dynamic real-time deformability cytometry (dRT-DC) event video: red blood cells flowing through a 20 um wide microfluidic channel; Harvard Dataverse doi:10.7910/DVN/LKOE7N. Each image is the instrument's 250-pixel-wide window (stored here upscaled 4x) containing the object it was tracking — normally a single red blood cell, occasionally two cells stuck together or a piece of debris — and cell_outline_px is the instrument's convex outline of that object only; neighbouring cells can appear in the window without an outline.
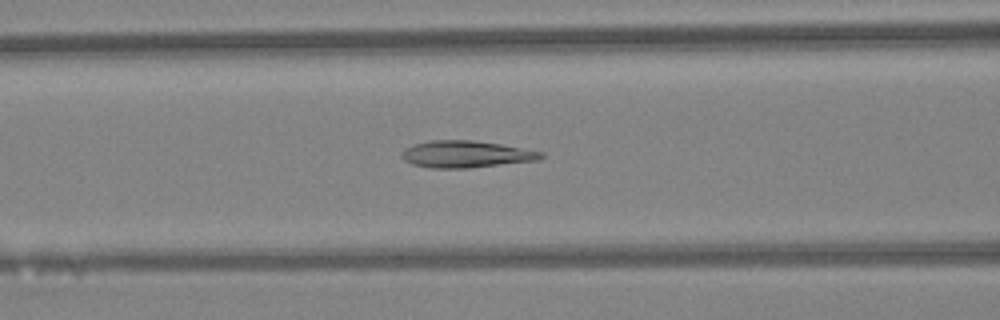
{"species": "Egyptian fruit bat (a non-hibernating species)", "species_latin": "Rousettus aegyptiacus", "temperature_condition": "warm", "stored_images_in_passage": 46, "camera_frame_rate_fps": 3000, "um_per_image_px": 0.085, "animal": {"sex": "female"}, "frame": {"image": 1, "passage_image": 19, "time_ms": 6.0, "image_size_px": [1000, 320], "cell_outline_px": [[544, 156], [540, 160], [468, 168], [428, 168], [412, 164], [404, 160], [400, 156], [400, 152], [404, 148], [412, 144], [432, 140], [472, 140], [500, 144], [544, 152]], "centroid_in_image_um": [39.57, 13.11], "position_along_channel_um": 127.0, "area_um2": 22.02}}
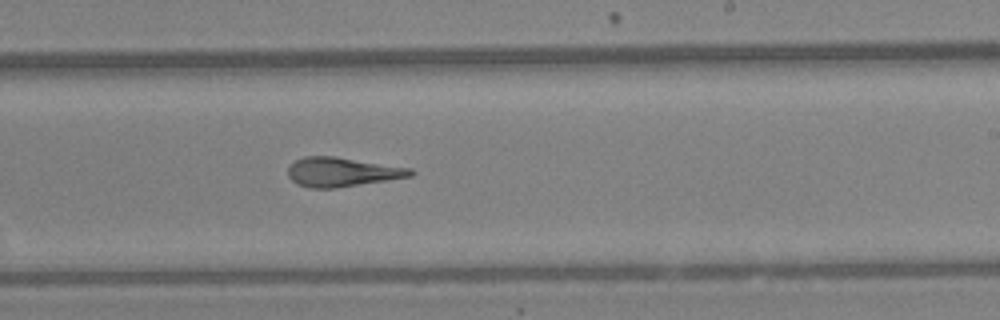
{"frame": {"image": 2, "passage_image": 28, "time_ms": 9.0, "image_size_px": [1000, 320], "cell_outline_px": [[416, 172], [412, 176], [336, 188], [308, 188], [296, 184], [288, 176], [288, 168], [296, 160], [304, 156], [336, 156], [412, 168]], "centroid_in_image_um": [29.08, 14.62], "position_along_channel_um": 259.9, "area_um2": 20.98}}
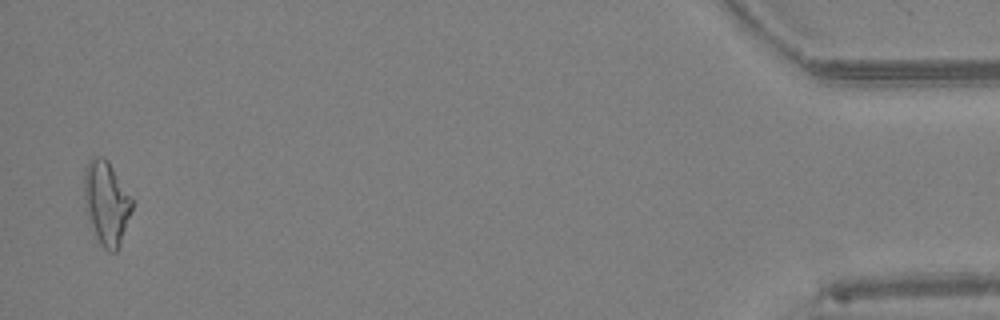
{"frame": {"image": 3, "passage_image": 45, "time_ms": 14.667, "image_size_px": [1000, 320], "cell_outline_px": [[132, 208], [120, 244], [116, 252], [108, 252], [100, 244], [96, 236], [84, 204], [84, 168], [88, 160], [96, 156], [104, 156], [108, 160], [132, 200]], "centroid_in_image_um": [9.02, 17.22], "position_along_channel_um": 426.2, "area_um2": 23.0}, "authors_computed_cell_mechanics": {"area_um2": 21.5305, "velocity_mm_per_s": 4.4533, "shape_relaxation_time_tau1_ms": 10.1982, "shape_relaxation_time_tau2_ms": 2.9997, "deformation_change_tau1": 0.285, "deformation_change_tau2": 0.1461}}